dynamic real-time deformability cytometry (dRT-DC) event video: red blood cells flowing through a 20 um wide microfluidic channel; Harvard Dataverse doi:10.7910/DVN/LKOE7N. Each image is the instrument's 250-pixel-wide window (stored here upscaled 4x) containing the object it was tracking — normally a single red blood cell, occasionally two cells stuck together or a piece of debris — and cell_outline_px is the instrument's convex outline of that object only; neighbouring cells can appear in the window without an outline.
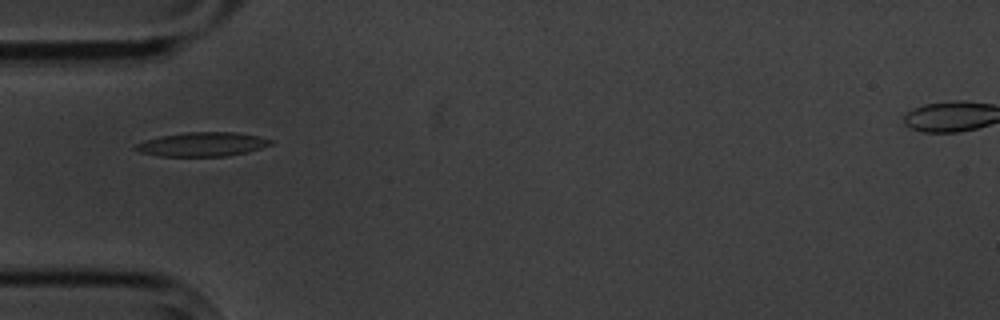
{"species": "common noctule bat (a hibernating species)", "species_latin": "Nyctalus noctula", "temperature_condition": "cold", "stored_images_in_passage": 6, "camera_frame_rate_fps": 3000, "um_per_image_px": 0.085, "animal": {"sex": "male", "body_mass_g": 20.1, "forearm_length_mm": 53.5}, "frame": {"image": 1, "passage_image": 4, "time_ms": 3.667, "image_size_px": [1000, 320], "cell_outline_px": [[272, 144], [260, 148], [244, 152], [224, 156], [160, 156], [140, 152], [132, 148], [132, 144], [144, 140], [160, 136], [184, 132], [236, 132], [256, 136], [272, 140]], "centroid_in_image_um": [17.09, 12.26], "position_along_channel_um": 67.9, "area_um2": 18.9}}
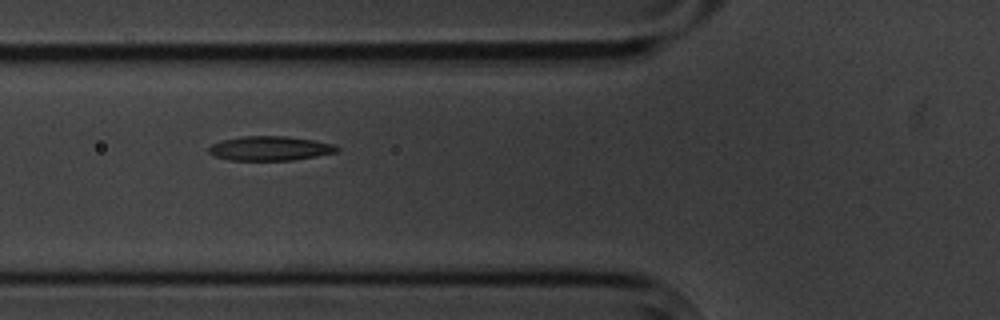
{"frame": {"image": 2, "passage_image": 5, "time_ms": 4.667, "image_size_px": [1000, 320], "cell_outline_px": [[340, 148], [336, 152], [316, 156], [292, 160], [228, 160], [212, 156], [208, 152], [208, 148], [212, 144], [224, 140], [240, 136], [288, 136], [336, 144]], "centroid_in_image_um": [22.94, 12.61], "position_along_channel_um": 102.9, "area_um2": 18.26}}
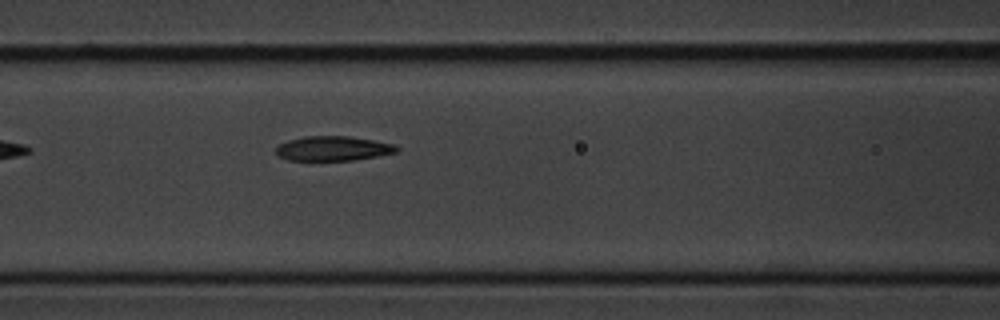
{"frame": {"image": 3, "passage_image": 6, "time_ms": 5.667, "image_size_px": [1000, 320], "cell_outline_px": [[400, 148], [396, 152], [376, 156], [352, 160], [288, 160], [280, 156], [276, 152], [276, 148], [280, 144], [288, 140], [304, 136], [348, 136], [396, 144]], "centroid_in_image_um": [28.32, 12.61], "position_along_channel_um": 138.3, "area_um2": 17.17}}